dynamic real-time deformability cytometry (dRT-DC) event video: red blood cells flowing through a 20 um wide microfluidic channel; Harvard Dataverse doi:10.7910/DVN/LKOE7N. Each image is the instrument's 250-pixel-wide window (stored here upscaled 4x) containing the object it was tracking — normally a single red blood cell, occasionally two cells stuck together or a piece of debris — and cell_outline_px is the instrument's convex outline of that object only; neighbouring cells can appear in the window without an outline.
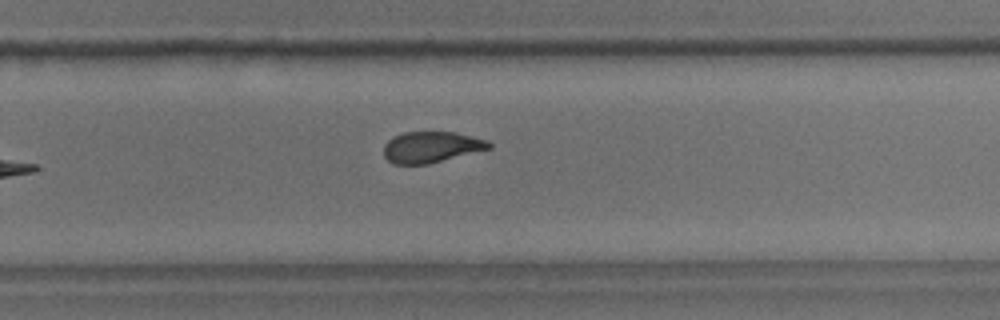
{"species": "common noctule bat (a hibernating species)", "species_latin": "Nyctalus noctula", "temperature_condition": "room temperature", "stored_images_in_passage": 8, "camera_frame_rate_fps": 3000, "um_per_image_px": 0.085, "animal": {"sex": "male", "body_mass_g": 18.8}, "frame": {"image": 1, "passage_image": 8, "time_ms": 9.0, "image_size_px": [1000, 320], "cell_outline_px": [[492, 148], [428, 164], [392, 164], [384, 156], [384, 144], [392, 136], [404, 132], [456, 132], [488, 140], [492, 144]], "centroid_in_image_um": [36.66, 12.5], "position_along_channel_um": 293.1, "area_um2": 19.19}}